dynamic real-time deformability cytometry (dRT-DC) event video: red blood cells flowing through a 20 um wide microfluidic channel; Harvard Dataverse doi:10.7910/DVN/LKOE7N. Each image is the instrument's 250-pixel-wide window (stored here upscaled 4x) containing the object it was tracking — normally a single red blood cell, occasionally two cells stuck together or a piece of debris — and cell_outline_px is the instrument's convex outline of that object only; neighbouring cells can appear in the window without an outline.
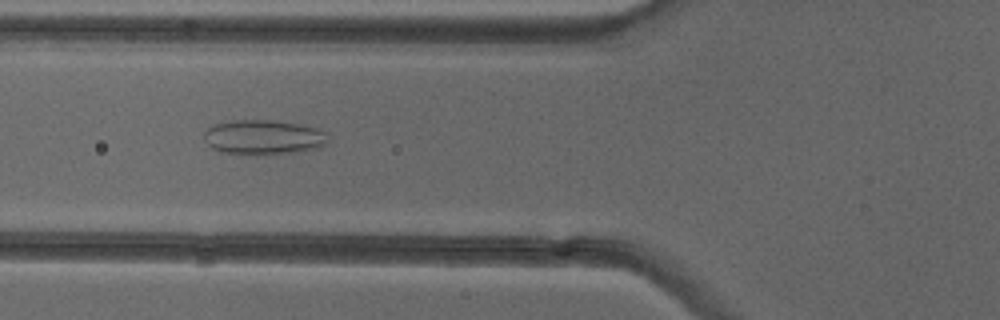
{"species": "common noctule bat (a hibernating species)", "species_latin": "Nyctalus noctula", "temperature_condition": "cold", "stored_images_in_passage": 51, "camera_frame_rate_fps": 3000, "um_per_image_px": 0.085, "animal": {"sex": "female"}, "frame": {"image": 1, "passage_image": 19, "time_ms": 6.0, "image_size_px": [1000, 320], "cell_outline_px": [[328, 140], [320, 148], [292, 152], [220, 152], [212, 148], [204, 140], [204, 132], [212, 124], [232, 120], [276, 120], [300, 124], [316, 128], [324, 132]], "centroid_in_image_um": [22.37, 11.61], "position_along_channel_um": 103.4, "area_um2": 24.39}}
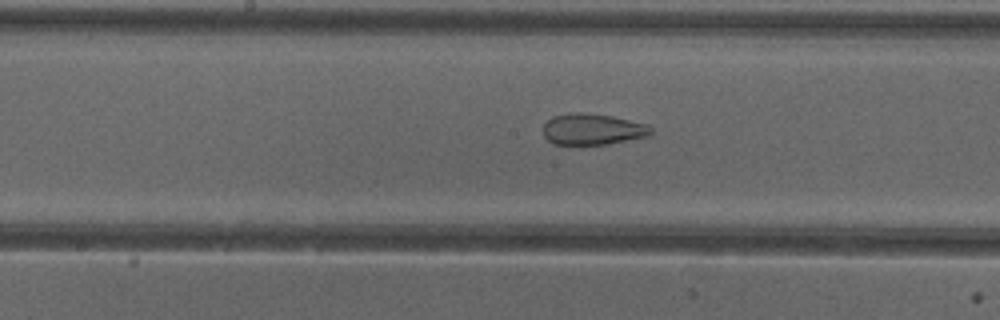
{"frame": {"image": 2, "passage_image": 26, "time_ms": 8.333, "image_size_px": [1000, 320], "cell_outline_px": [[652, 132], [648, 136], [608, 144], [556, 144], [548, 140], [544, 136], [544, 124], [552, 116], [568, 112], [584, 112], [612, 116], [648, 124], [652, 128]], "centroid_in_image_um": [50.37, 10.97], "position_along_channel_um": 197.8, "area_um2": 19.65}}
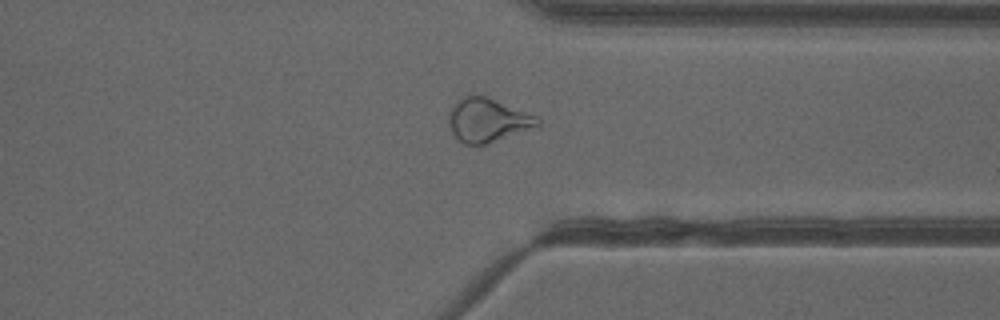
{"frame": {"image": 3, "passage_image": 39, "time_ms": 12.667, "image_size_px": [1000, 320], "cell_outline_px": [[540, 128], [484, 144], [464, 144], [452, 132], [448, 120], [448, 116], [452, 104], [464, 96], [484, 96], [536, 116], [540, 120]], "centroid_in_image_um": [41.48, 10.23], "position_along_channel_um": 369.9, "area_um2": 22.48}, "authors_computed_cell_mechanics": {"area_um2": 25.143, "velocity_mm_per_s": 4.0046, "shape_relaxation_time_tau1_ms": null, "shape_relaxation_time_tau2_ms": 1.4308, "deformation_change_tau1": null, "deformation_change_tau2": 0.0975}}